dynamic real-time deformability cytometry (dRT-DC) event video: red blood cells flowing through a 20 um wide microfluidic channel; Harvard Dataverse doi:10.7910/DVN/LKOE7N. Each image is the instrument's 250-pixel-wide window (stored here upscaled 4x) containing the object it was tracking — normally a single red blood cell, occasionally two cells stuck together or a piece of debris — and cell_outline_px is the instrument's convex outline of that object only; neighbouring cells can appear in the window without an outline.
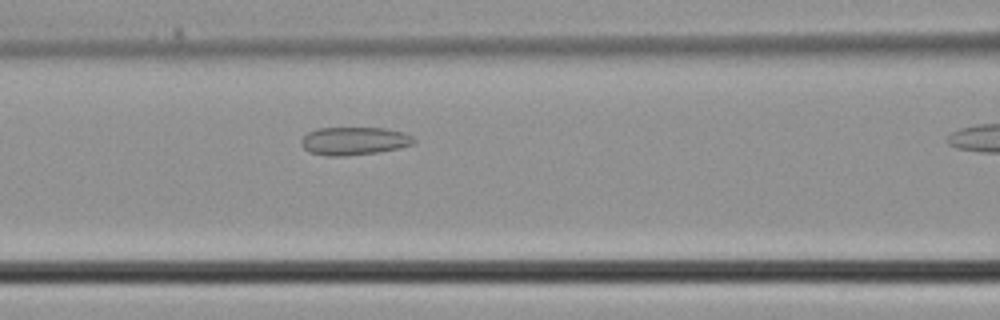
{"species": "common noctule bat (a hibernating species)", "species_latin": "Nyctalus noctula", "temperature_condition": "cold", "stored_images_in_passage": 6, "camera_frame_rate_fps": 3000, "um_per_image_px": 0.085, "animal": {"sex": "male", "body_mass_g": 21.5, "forearm_length_mm": 52.0}, "frame": {"image": 1, "passage_image": 5, "time_ms": 1.333, "image_size_px": [1000, 320], "cell_outline_px": [[416, 140], [412, 144], [400, 148], [376, 152], [340, 156], [328, 156], [308, 152], [304, 148], [300, 140], [308, 132], [316, 128], [388, 128], [404, 132], [412, 136]], "centroid_in_image_um": [30.1, 11.97], "position_along_channel_um": 136.5, "area_um2": 18.38}}